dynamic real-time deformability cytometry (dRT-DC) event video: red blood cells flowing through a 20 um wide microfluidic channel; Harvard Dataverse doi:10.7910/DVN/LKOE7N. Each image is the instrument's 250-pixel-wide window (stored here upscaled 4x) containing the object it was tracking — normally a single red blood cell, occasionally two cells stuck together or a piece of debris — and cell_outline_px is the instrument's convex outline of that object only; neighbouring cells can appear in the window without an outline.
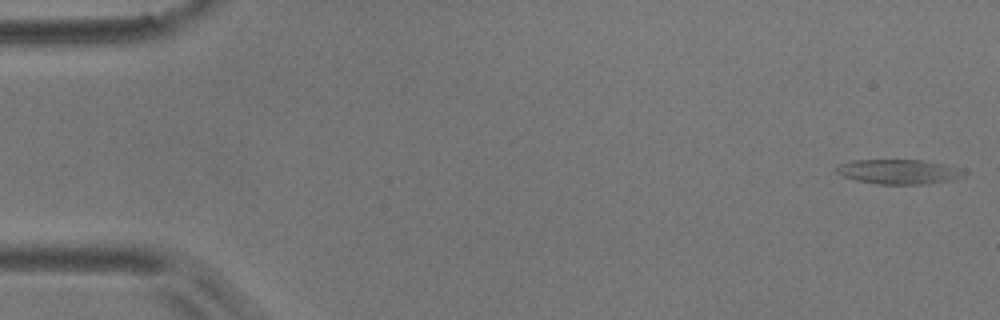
{"species": "common noctule bat (a hibernating species)", "species_latin": "Nyctalus noctula", "temperature_condition": "room temperature", "stored_images_in_passage": 4, "camera_frame_rate_fps": 3000, "um_per_image_px": 0.085, "animal": {"sex": "male", "body_mass_g": 17.9}, "frame": {"image": 1, "passage_image": 1, "time_ms": 0.0, "image_size_px": [1000, 320], "cell_outline_px": [[960, 176], [952, 180], [928, 184], [876, 184], [856, 180], [844, 176], [836, 172], [836, 164], [852, 160], [920, 160], [940, 164], [948, 168]], "centroid_in_image_um": [76.14, 14.6], "position_along_channel_um": 8.9, "area_um2": 17.51}}